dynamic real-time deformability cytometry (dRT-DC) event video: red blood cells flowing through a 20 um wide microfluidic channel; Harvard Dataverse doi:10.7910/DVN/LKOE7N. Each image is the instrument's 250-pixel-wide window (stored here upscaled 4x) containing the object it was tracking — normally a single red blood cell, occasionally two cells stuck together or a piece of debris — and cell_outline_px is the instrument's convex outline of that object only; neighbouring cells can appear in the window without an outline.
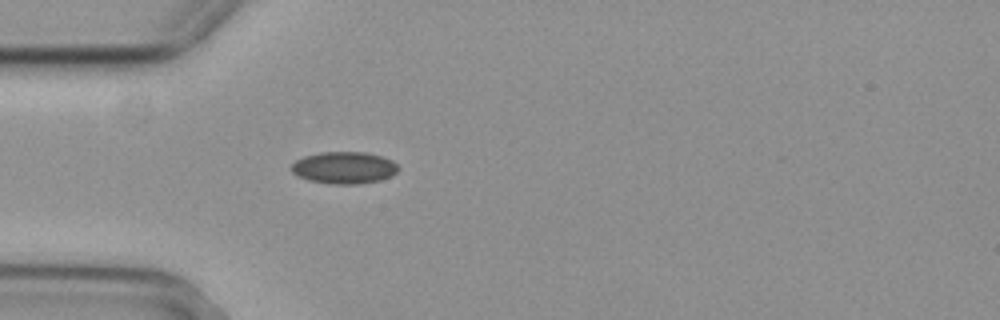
{"species": "common noctule bat (a hibernating species)", "species_latin": "Nyctalus noctula", "temperature_condition": "cold", "stored_images_in_passage": 39, "camera_frame_rate_fps": 3000, "um_per_image_px": 0.085, "animal": {"sex": "female", "body_mass_g": 29.2, "forearm_length_mm": 56.3}, "frame": {"image": 1, "passage_image": 1, "time_ms": 0.0, "image_size_px": [1000, 320], "cell_outline_px": [[400, 168], [392, 176], [380, 180], [360, 184], [336, 184], [308, 180], [296, 176], [292, 172], [292, 164], [296, 160], [304, 156], [320, 152], [364, 152], [380, 156], [392, 160]], "centroid_in_image_um": [29.25, 14.26], "position_along_channel_um": 55.7, "area_um2": 19.94}}
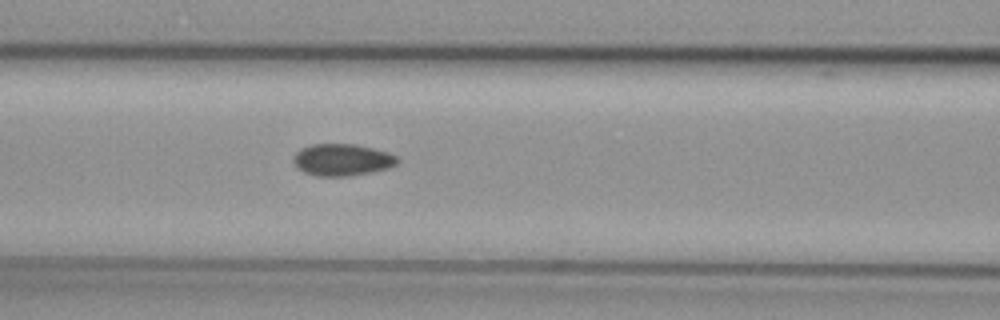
{"frame": {"image": 2, "passage_image": 8, "time_ms": 2.333, "image_size_px": [1000, 320], "cell_outline_px": [[400, 160], [396, 164], [388, 168], [372, 172], [348, 176], [316, 176], [304, 172], [296, 168], [292, 160], [292, 156], [300, 148], [312, 144], [356, 144], [388, 152], [396, 156]], "centroid_in_image_um": [29.05, 13.58], "position_along_channel_um": 137.6, "area_um2": 19.54}}
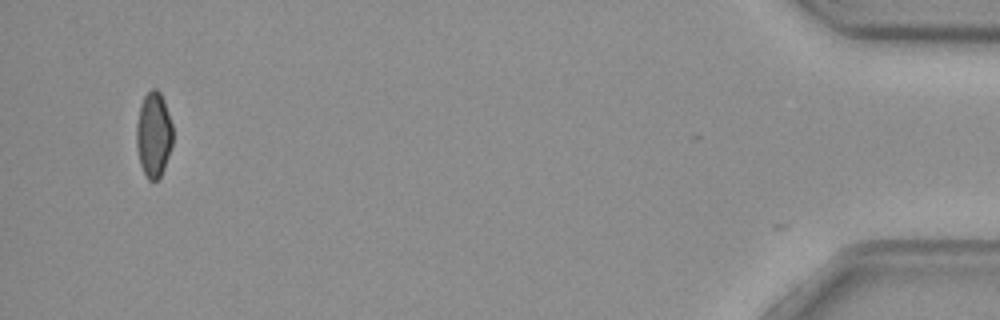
{"frame": {"image": 3, "passage_image": 38, "time_ms": 12.333, "image_size_px": [1000, 320], "cell_outline_px": [[172, 144], [164, 168], [160, 176], [156, 180], [148, 180], [140, 164], [136, 148], [136, 124], [140, 104], [144, 96], [152, 88], [156, 88], [160, 92], [164, 100], [172, 124]], "centroid_in_image_um": [13.04, 11.42], "position_along_channel_um": 422.2, "area_um2": 18.09}, "authors_computed_cell_mechanics": {"area_um2": 19.1318, "velocity_mm_per_s": 3.7204, "shape_relaxation_time_tau1_ms": 9.3355, "shape_relaxation_time_tau2_ms": 6.4621, "deformation_change_tau1": 0.1, "deformation_change_tau2": 0.0768}}